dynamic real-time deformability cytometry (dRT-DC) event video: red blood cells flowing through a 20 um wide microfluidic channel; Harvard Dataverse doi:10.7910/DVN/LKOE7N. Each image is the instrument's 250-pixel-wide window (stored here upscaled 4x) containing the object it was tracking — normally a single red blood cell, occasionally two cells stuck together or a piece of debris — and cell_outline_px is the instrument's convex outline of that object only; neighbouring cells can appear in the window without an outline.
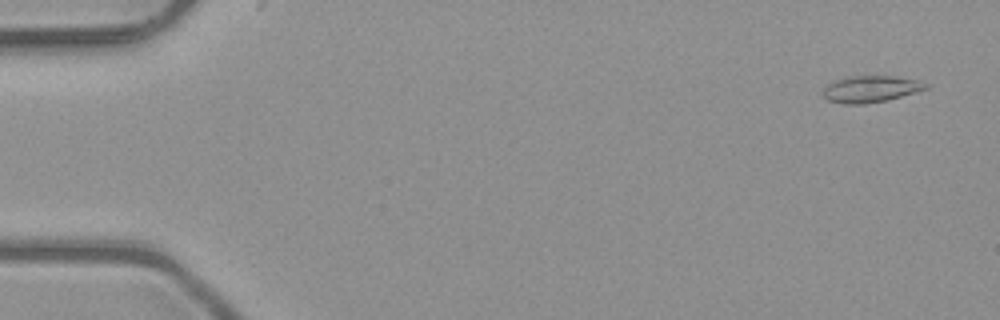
{"species": "common noctule bat (a hibernating species)", "species_latin": "Nyctalus noctula", "temperature_condition": "room temperature", "stored_images_in_passage": 4, "camera_frame_rate_fps": 3000, "um_per_image_px": 0.085, "animal": {"sex": "male", "body_mass_g": 23.1, "forearm_length_mm": 52.7}, "frame": {"image": 1, "passage_image": 1, "time_ms": 0.0, "image_size_px": [1000, 320], "cell_outline_px": [[928, 88], [888, 100], [864, 104], [844, 104], [828, 100], [824, 96], [824, 88], [828, 84], [836, 80], [848, 76], [892, 76], [916, 80], [928, 84]], "centroid_in_image_um": [73.99, 7.57], "position_along_channel_um": 11.0, "area_um2": 15.72}}